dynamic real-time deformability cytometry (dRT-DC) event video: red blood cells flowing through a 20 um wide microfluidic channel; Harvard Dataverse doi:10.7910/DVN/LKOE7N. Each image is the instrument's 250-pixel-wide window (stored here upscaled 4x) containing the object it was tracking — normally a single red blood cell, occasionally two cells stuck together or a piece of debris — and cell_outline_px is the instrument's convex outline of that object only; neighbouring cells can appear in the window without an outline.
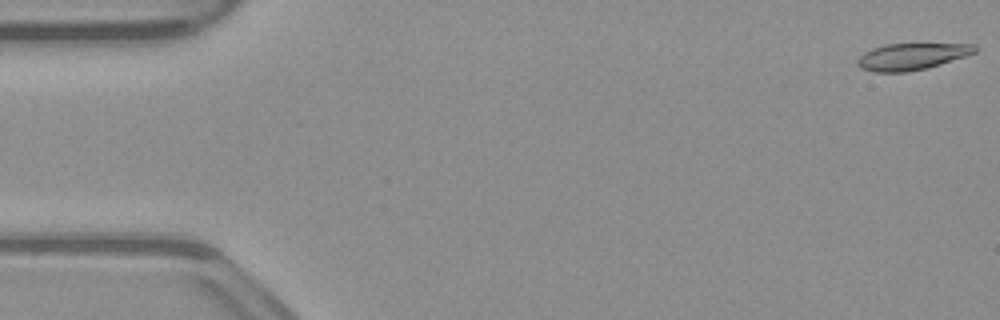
{"species": "common noctule bat (a hibernating species)", "species_latin": "Nyctalus noctula", "temperature_condition": "warm", "stored_images_in_passage": 54, "segment_of_instrument_passage": [1, 2], "camera_frame_rate_fps": 3000, "um_per_image_px": 0.085, "animal": {"sex": "male", "body_mass_g": 23.1, "forearm_length_mm": 52.7}, "frame": {"image": 1, "passage_image": 1, "time_ms": 0.0, "image_size_px": [1000, 320], "cell_outline_px": [[976, 52], [928, 68], [908, 72], [876, 72], [860, 68], [856, 64], [856, 60], [864, 52], [872, 48], [884, 44], [976, 44]], "centroid_in_image_um": [77.45, 4.81], "position_along_channel_um": 7.6, "area_um2": 18.21}}
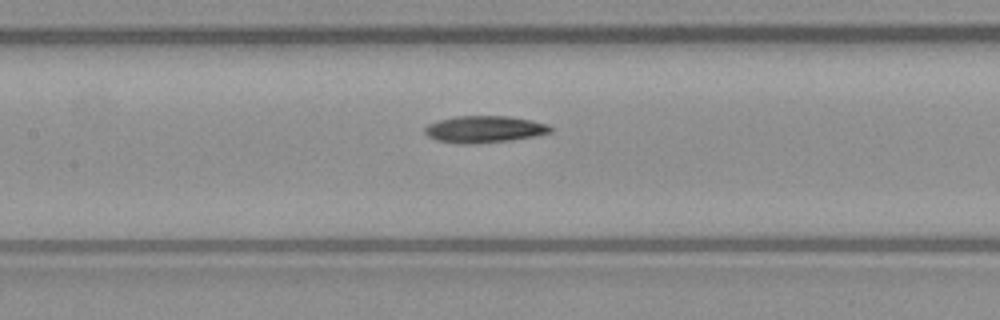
{"frame": {"image": 2, "passage_image": 24, "time_ms": 7.667, "image_size_px": [1000, 320], "cell_outline_px": [[552, 132], [536, 136], [512, 140], [472, 144], [460, 144], [436, 140], [428, 136], [424, 132], [424, 128], [428, 124], [436, 120], [456, 116], [508, 116], [532, 120], [548, 124], [552, 128]], "centroid_in_image_um": [41.16, 10.99], "position_along_channel_um": 166.2, "area_um2": 19.88}}
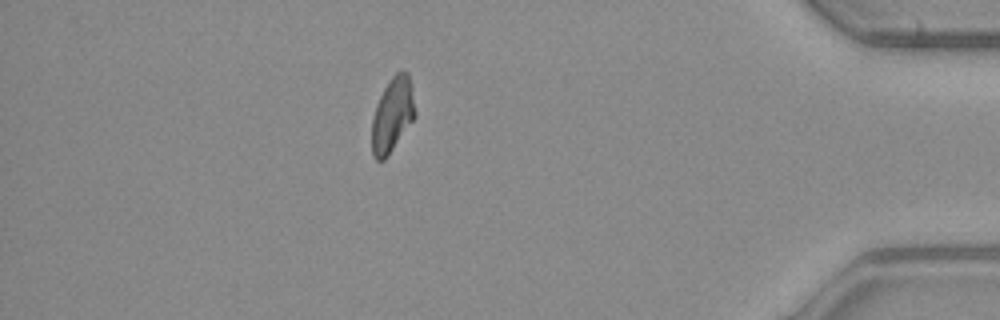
{"frame": {"image": 3, "passage_image": 46, "time_ms": 15.0, "image_size_px": [1000, 320], "cell_outline_px": [[416, 116], [388, 156], [384, 160], [376, 160], [372, 156], [372, 116], [376, 104], [388, 80], [396, 72], [408, 72], [416, 112]], "centroid_in_image_um": [33.34, 9.78], "position_along_channel_um": 401.9, "area_um2": 18.79}}